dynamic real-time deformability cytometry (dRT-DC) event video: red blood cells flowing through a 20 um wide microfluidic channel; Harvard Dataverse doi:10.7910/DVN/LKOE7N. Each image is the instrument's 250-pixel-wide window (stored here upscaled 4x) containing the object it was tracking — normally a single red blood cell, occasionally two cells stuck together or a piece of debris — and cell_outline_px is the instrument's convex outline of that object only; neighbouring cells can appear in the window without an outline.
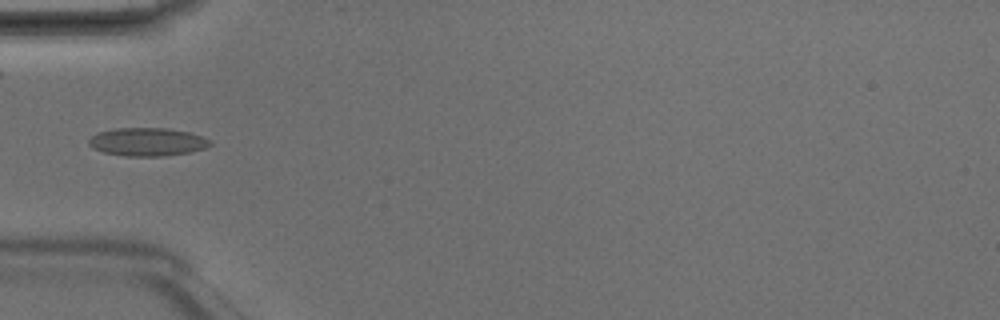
{"species": "Egyptian fruit bat (a non-hibernating species)", "species_latin": "Rousettus aegyptiacus", "temperature_condition": "room temperature", "stored_images_in_passage": 5, "camera_frame_rate_fps": 3000, "um_per_image_px": 0.085, "animal": {"sex": "male"}, "frame": {"image": 1, "passage_image": 4, "time_ms": 1.0, "image_size_px": [1000, 320], "cell_outline_px": [[212, 144], [204, 148], [192, 152], [164, 156], [124, 156], [104, 152], [92, 148], [88, 144], [88, 140], [92, 136], [100, 132], [116, 128], [164, 128], [188, 132], [212, 140]], "centroid_in_image_um": [12.53, 12.07], "position_along_channel_um": 72.5, "area_um2": 19.88}}